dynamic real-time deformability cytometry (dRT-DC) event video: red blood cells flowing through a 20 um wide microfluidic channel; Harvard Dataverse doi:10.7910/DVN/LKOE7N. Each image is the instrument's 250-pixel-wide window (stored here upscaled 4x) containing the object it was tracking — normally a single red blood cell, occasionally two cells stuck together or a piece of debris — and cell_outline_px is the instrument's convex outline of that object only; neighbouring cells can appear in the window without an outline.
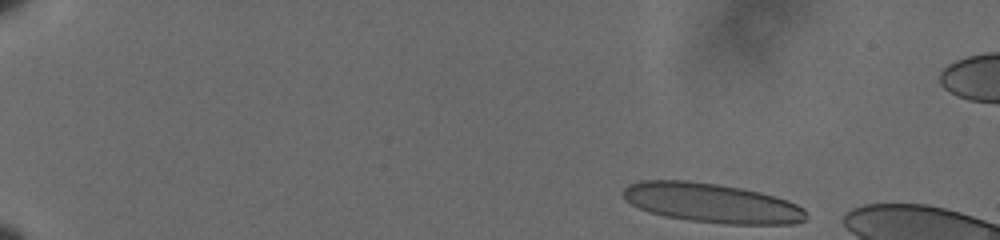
{"species": "human", "species_latin": "Homo sapiens", "temperature_condition": "cold", "stored_images_in_passage": 51, "camera_frame_rate_fps": 3000, "um_per_image_px": 0.085, "donor": {"sex": "male"}, "frame": {"image": 1, "passage_image": 1, "time_ms": 0.0, "image_size_px": [1000, 240], "cell_outline_px": [[808, 216], [804, 220], [792, 224], [724, 224], [688, 220], [664, 216], [640, 208], [624, 200], [624, 188], [628, 184], [640, 180], [688, 180], [716, 184], [740, 188], [760, 192], [776, 196], [788, 200], [804, 208]], "centroid_in_image_um": [60.51, 17.25], "position_along_channel_um": 24.5, "area_um2": 42.08}}
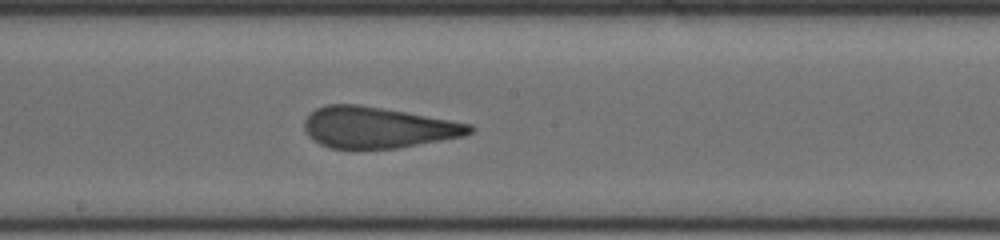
{"frame": {"image": 2, "passage_image": 28, "time_ms": 9.0, "image_size_px": [1000, 240], "cell_outline_px": [[476, 128], [472, 132], [464, 136], [396, 148], [332, 148], [320, 144], [312, 140], [308, 136], [304, 128], [304, 120], [316, 108], [328, 104], [356, 104], [404, 112], [472, 124]], "centroid_in_image_um": [32.09, 10.84], "position_along_channel_um": 216.1, "area_um2": 39.19}}
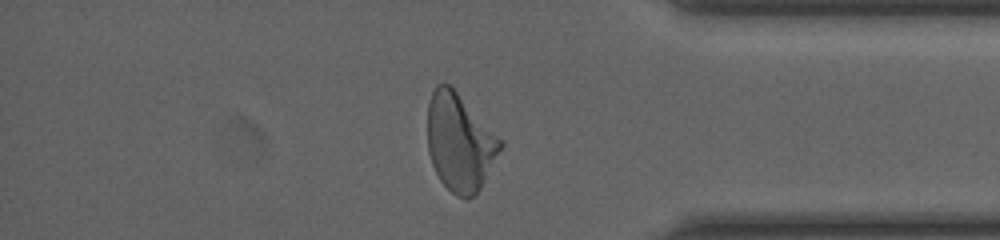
{"frame": {"image": 3, "passage_image": 44, "time_ms": 14.333, "image_size_px": [1000, 240], "cell_outline_px": [[504, 144], [480, 188], [468, 200], [456, 196], [440, 180], [432, 164], [428, 152], [428, 104], [432, 92], [436, 84], [452, 84], [504, 140]], "centroid_in_image_um": [39.1, 12.05], "position_along_channel_um": 396.1, "area_um2": 41.85}}